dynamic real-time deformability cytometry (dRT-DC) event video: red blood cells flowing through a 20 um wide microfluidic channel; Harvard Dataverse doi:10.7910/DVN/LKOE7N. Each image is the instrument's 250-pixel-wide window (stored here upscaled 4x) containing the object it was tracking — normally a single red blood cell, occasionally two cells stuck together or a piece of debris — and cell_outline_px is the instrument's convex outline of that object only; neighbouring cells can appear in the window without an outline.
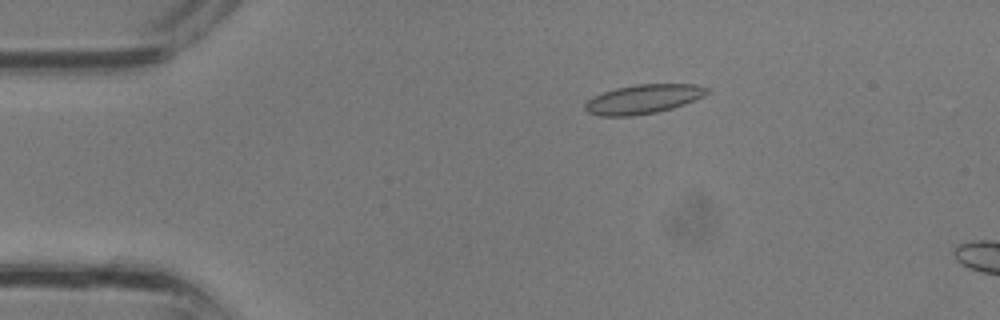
{"species": "common noctule bat (a hibernating species)", "species_latin": "Nyctalus noctula", "temperature_condition": "room temperature", "stored_images_in_passage": 10, "camera_frame_rate_fps": 3000, "um_per_image_px": 0.085, "animal": {"sex": "male", "body_mass_g": 13.3}, "frame": {"image": 1, "passage_image": 7, "time_ms": 2.0, "image_size_px": [1000, 320], "cell_outline_px": [[712, 88], [704, 96], [684, 104], [672, 108], [656, 112], [632, 116], [600, 116], [588, 112], [584, 108], [584, 104], [592, 96], [616, 88], [636, 84], [696, 84]], "centroid_in_image_um": [54.69, 8.42], "position_along_channel_um": 30.3, "area_um2": 20.81}}